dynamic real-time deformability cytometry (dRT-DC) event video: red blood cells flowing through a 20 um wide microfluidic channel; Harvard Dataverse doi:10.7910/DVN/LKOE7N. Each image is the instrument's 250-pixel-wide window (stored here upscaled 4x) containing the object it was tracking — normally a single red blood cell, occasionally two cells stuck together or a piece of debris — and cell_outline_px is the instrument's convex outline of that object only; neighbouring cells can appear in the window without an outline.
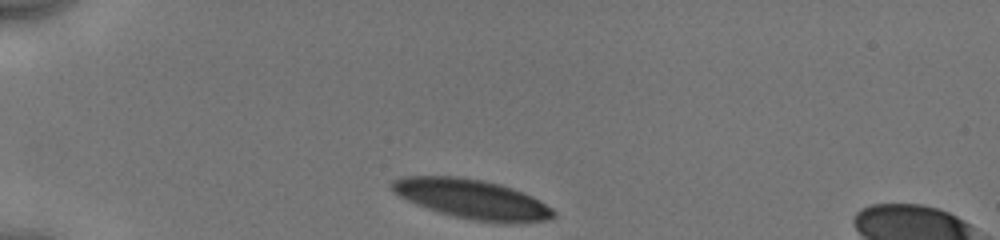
{"species": "human", "species_latin": "Homo sapiens", "temperature_condition": "cold", "stored_images_in_passage": 33, "camera_frame_rate_fps": 3000, "um_per_image_px": 0.085, "donor": {"sex": "male"}, "frame": {"image": 1, "passage_image": 1, "time_ms": 0.0, "image_size_px": [1000, 240], "cell_outline_px": [[556, 216], [548, 220], [516, 224], [504, 224], [476, 220], [456, 216], [440, 212], [416, 204], [400, 196], [392, 188], [392, 180], [404, 176], [452, 176], [480, 180], [500, 184], [512, 188], [532, 196], [552, 208], [556, 212]], "centroid_in_image_um": [40.2, 16.94], "position_along_channel_um": 44.8, "area_um2": 36.88}}
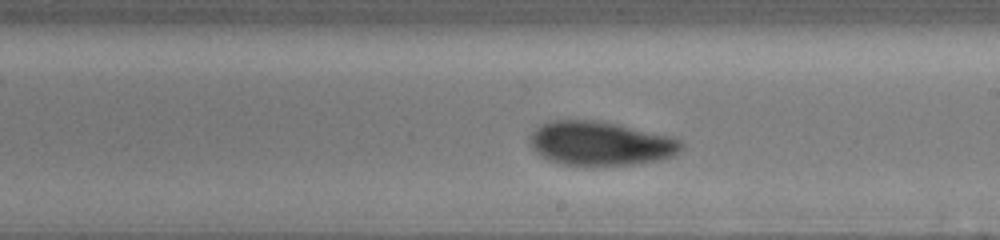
{"frame": {"image": 2, "passage_image": 19, "time_ms": 6.0, "image_size_px": [1000, 240], "cell_outline_px": [[684, 148], [672, 156], [660, 160], [632, 164], [592, 168], [584, 168], [560, 164], [540, 156], [532, 148], [528, 140], [528, 136], [540, 124], [548, 120], [600, 120], [668, 136], [680, 140], [684, 144]], "centroid_in_image_um": [50.97, 12.23], "position_along_channel_um": 238.0, "area_um2": 39.82}}
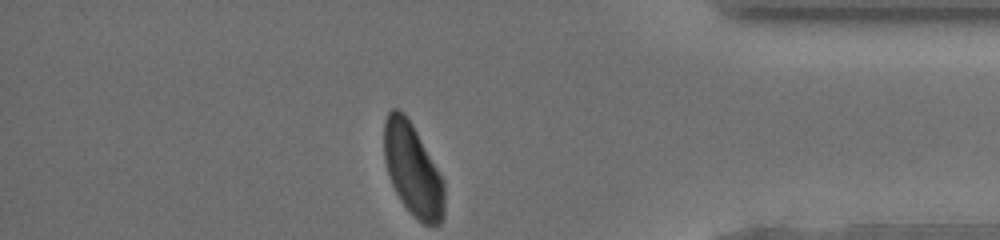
{"frame": {"image": 3, "passage_image": 33, "time_ms": 10.667, "image_size_px": [1000, 240], "cell_outline_px": [[444, 216], [440, 224], [424, 224], [400, 200], [388, 176], [384, 160], [384, 120], [388, 112], [392, 108], [396, 108], [404, 112], [412, 124], [444, 180]], "centroid_in_image_um": [35.07, 14.39], "position_along_channel_um": 400.1, "area_um2": 32.19}, "authors_computed_cell_mechanics": {"area_um2": 38.7838, "velocity_mm_per_s": 3.9203, "shape_relaxation_time_tau1_ms": 2.9086, "shape_relaxation_time_tau2_ms": 1.8188, "deformation_change_tau1": 0.1449, "deformation_change_tau2": 0.0566}}